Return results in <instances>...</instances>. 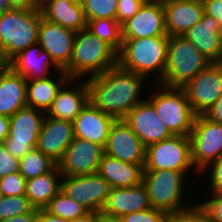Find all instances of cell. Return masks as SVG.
Here are the masks:
<instances>
[{"mask_svg": "<svg viewBox=\"0 0 222 222\" xmlns=\"http://www.w3.org/2000/svg\"><path fill=\"white\" fill-rule=\"evenodd\" d=\"M205 14L213 17L222 28V0H202Z\"/></svg>", "mask_w": 222, "mask_h": 222, "instance_id": "b9f144b4", "label": "cell"}, {"mask_svg": "<svg viewBox=\"0 0 222 222\" xmlns=\"http://www.w3.org/2000/svg\"><path fill=\"white\" fill-rule=\"evenodd\" d=\"M40 9L4 8L0 14V63L7 64L19 52L38 43Z\"/></svg>", "mask_w": 222, "mask_h": 222, "instance_id": "3957f363", "label": "cell"}, {"mask_svg": "<svg viewBox=\"0 0 222 222\" xmlns=\"http://www.w3.org/2000/svg\"><path fill=\"white\" fill-rule=\"evenodd\" d=\"M124 222H166L167 213L150 208L137 212L128 213L122 216Z\"/></svg>", "mask_w": 222, "mask_h": 222, "instance_id": "f35d334b", "label": "cell"}, {"mask_svg": "<svg viewBox=\"0 0 222 222\" xmlns=\"http://www.w3.org/2000/svg\"><path fill=\"white\" fill-rule=\"evenodd\" d=\"M111 186L98 173L62 176L61 192L84 206L89 212H101Z\"/></svg>", "mask_w": 222, "mask_h": 222, "instance_id": "8fae6325", "label": "cell"}, {"mask_svg": "<svg viewBox=\"0 0 222 222\" xmlns=\"http://www.w3.org/2000/svg\"><path fill=\"white\" fill-rule=\"evenodd\" d=\"M117 64L118 52L85 28L76 32L72 57L63 71L69 79L79 80L99 75Z\"/></svg>", "mask_w": 222, "mask_h": 222, "instance_id": "7a4b0ae2", "label": "cell"}, {"mask_svg": "<svg viewBox=\"0 0 222 222\" xmlns=\"http://www.w3.org/2000/svg\"><path fill=\"white\" fill-rule=\"evenodd\" d=\"M104 153L126 163L145 165L146 147L123 119L112 124Z\"/></svg>", "mask_w": 222, "mask_h": 222, "instance_id": "9a60e30c", "label": "cell"}, {"mask_svg": "<svg viewBox=\"0 0 222 222\" xmlns=\"http://www.w3.org/2000/svg\"><path fill=\"white\" fill-rule=\"evenodd\" d=\"M86 22L93 19H115L118 0H80Z\"/></svg>", "mask_w": 222, "mask_h": 222, "instance_id": "d6a6232c", "label": "cell"}, {"mask_svg": "<svg viewBox=\"0 0 222 222\" xmlns=\"http://www.w3.org/2000/svg\"><path fill=\"white\" fill-rule=\"evenodd\" d=\"M189 138L191 160L199 173L222 156V124L212 122L204 115H196Z\"/></svg>", "mask_w": 222, "mask_h": 222, "instance_id": "30bf717a", "label": "cell"}, {"mask_svg": "<svg viewBox=\"0 0 222 222\" xmlns=\"http://www.w3.org/2000/svg\"><path fill=\"white\" fill-rule=\"evenodd\" d=\"M143 171L141 164L126 163L104 153L97 173L108 181L111 188H127L142 183Z\"/></svg>", "mask_w": 222, "mask_h": 222, "instance_id": "4316f807", "label": "cell"}, {"mask_svg": "<svg viewBox=\"0 0 222 222\" xmlns=\"http://www.w3.org/2000/svg\"><path fill=\"white\" fill-rule=\"evenodd\" d=\"M54 75L55 73L43 79L27 81V106L45 113L48 111L58 90L69 79L63 70L58 71V77Z\"/></svg>", "mask_w": 222, "mask_h": 222, "instance_id": "83f0119b", "label": "cell"}, {"mask_svg": "<svg viewBox=\"0 0 222 222\" xmlns=\"http://www.w3.org/2000/svg\"><path fill=\"white\" fill-rule=\"evenodd\" d=\"M27 106V80L7 64L0 65V114L11 117Z\"/></svg>", "mask_w": 222, "mask_h": 222, "instance_id": "cb8c5ba5", "label": "cell"}, {"mask_svg": "<svg viewBox=\"0 0 222 222\" xmlns=\"http://www.w3.org/2000/svg\"><path fill=\"white\" fill-rule=\"evenodd\" d=\"M0 188L3 196H21L26 192V179L14 172L0 178Z\"/></svg>", "mask_w": 222, "mask_h": 222, "instance_id": "d590c367", "label": "cell"}, {"mask_svg": "<svg viewBox=\"0 0 222 222\" xmlns=\"http://www.w3.org/2000/svg\"><path fill=\"white\" fill-rule=\"evenodd\" d=\"M14 172H19V158L8 152L0 142V178Z\"/></svg>", "mask_w": 222, "mask_h": 222, "instance_id": "60d3db41", "label": "cell"}, {"mask_svg": "<svg viewBox=\"0 0 222 222\" xmlns=\"http://www.w3.org/2000/svg\"><path fill=\"white\" fill-rule=\"evenodd\" d=\"M168 41V35L122 39L118 64L126 70L145 76L147 80L154 76L153 83H158L166 68Z\"/></svg>", "mask_w": 222, "mask_h": 222, "instance_id": "277c9868", "label": "cell"}, {"mask_svg": "<svg viewBox=\"0 0 222 222\" xmlns=\"http://www.w3.org/2000/svg\"><path fill=\"white\" fill-rule=\"evenodd\" d=\"M188 179L183 172L168 169L144 170L142 184L147 189L152 208L168 214L192 205L191 201L189 203L185 200L186 193L190 191L186 188Z\"/></svg>", "mask_w": 222, "mask_h": 222, "instance_id": "8992f818", "label": "cell"}, {"mask_svg": "<svg viewBox=\"0 0 222 222\" xmlns=\"http://www.w3.org/2000/svg\"><path fill=\"white\" fill-rule=\"evenodd\" d=\"M163 169L183 172L189 179L192 174H200L191 160L189 136L173 135L146 147L144 170Z\"/></svg>", "mask_w": 222, "mask_h": 222, "instance_id": "ba28073f", "label": "cell"}, {"mask_svg": "<svg viewBox=\"0 0 222 222\" xmlns=\"http://www.w3.org/2000/svg\"><path fill=\"white\" fill-rule=\"evenodd\" d=\"M87 29L100 40L107 42L117 52L122 48V29L115 19H93L87 22Z\"/></svg>", "mask_w": 222, "mask_h": 222, "instance_id": "4dcf8cb0", "label": "cell"}, {"mask_svg": "<svg viewBox=\"0 0 222 222\" xmlns=\"http://www.w3.org/2000/svg\"><path fill=\"white\" fill-rule=\"evenodd\" d=\"M123 120L145 147L173 136L147 98L130 110Z\"/></svg>", "mask_w": 222, "mask_h": 222, "instance_id": "5bb4252c", "label": "cell"}, {"mask_svg": "<svg viewBox=\"0 0 222 222\" xmlns=\"http://www.w3.org/2000/svg\"><path fill=\"white\" fill-rule=\"evenodd\" d=\"M38 209L34 208L30 213L21 214L12 218L5 219L0 222H36Z\"/></svg>", "mask_w": 222, "mask_h": 222, "instance_id": "f6af8a7d", "label": "cell"}, {"mask_svg": "<svg viewBox=\"0 0 222 222\" xmlns=\"http://www.w3.org/2000/svg\"><path fill=\"white\" fill-rule=\"evenodd\" d=\"M73 139V122L45 115L36 148L58 163Z\"/></svg>", "mask_w": 222, "mask_h": 222, "instance_id": "d6986e66", "label": "cell"}, {"mask_svg": "<svg viewBox=\"0 0 222 222\" xmlns=\"http://www.w3.org/2000/svg\"><path fill=\"white\" fill-rule=\"evenodd\" d=\"M147 78L122 68L119 64L87 78L89 102L104 114L123 119L137 104L144 101ZM143 92V94H142Z\"/></svg>", "mask_w": 222, "mask_h": 222, "instance_id": "6da1fadb", "label": "cell"}, {"mask_svg": "<svg viewBox=\"0 0 222 222\" xmlns=\"http://www.w3.org/2000/svg\"><path fill=\"white\" fill-rule=\"evenodd\" d=\"M147 0H118L116 20L120 25L134 17Z\"/></svg>", "mask_w": 222, "mask_h": 222, "instance_id": "ab89813d", "label": "cell"}, {"mask_svg": "<svg viewBox=\"0 0 222 222\" xmlns=\"http://www.w3.org/2000/svg\"><path fill=\"white\" fill-rule=\"evenodd\" d=\"M50 214L56 215L66 221L82 216L88 210L77 201L59 191L44 207Z\"/></svg>", "mask_w": 222, "mask_h": 222, "instance_id": "1f68e13d", "label": "cell"}, {"mask_svg": "<svg viewBox=\"0 0 222 222\" xmlns=\"http://www.w3.org/2000/svg\"><path fill=\"white\" fill-rule=\"evenodd\" d=\"M76 31L45 19L42 15L38 28V43L47 51L53 62L64 70L73 53Z\"/></svg>", "mask_w": 222, "mask_h": 222, "instance_id": "e0dca14e", "label": "cell"}, {"mask_svg": "<svg viewBox=\"0 0 222 222\" xmlns=\"http://www.w3.org/2000/svg\"><path fill=\"white\" fill-rule=\"evenodd\" d=\"M56 165L49 156L35 148L19 159V173L28 180L50 172Z\"/></svg>", "mask_w": 222, "mask_h": 222, "instance_id": "f546056e", "label": "cell"}, {"mask_svg": "<svg viewBox=\"0 0 222 222\" xmlns=\"http://www.w3.org/2000/svg\"><path fill=\"white\" fill-rule=\"evenodd\" d=\"M7 65L27 81L43 79L62 71L52 60L50 54L39 43L30 45L13 57ZM52 68V69H51Z\"/></svg>", "mask_w": 222, "mask_h": 222, "instance_id": "ffe728a7", "label": "cell"}, {"mask_svg": "<svg viewBox=\"0 0 222 222\" xmlns=\"http://www.w3.org/2000/svg\"><path fill=\"white\" fill-rule=\"evenodd\" d=\"M62 174L57 165L48 173L26 180L25 196L37 209L44 208L61 190Z\"/></svg>", "mask_w": 222, "mask_h": 222, "instance_id": "f1b7e54d", "label": "cell"}, {"mask_svg": "<svg viewBox=\"0 0 222 222\" xmlns=\"http://www.w3.org/2000/svg\"><path fill=\"white\" fill-rule=\"evenodd\" d=\"M66 222H98V213L88 211L86 214L76 217L74 219L68 220Z\"/></svg>", "mask_w": 222, "mask_h": 222, "instance_id": "c3c4849f", "label": "cell"}, {"mask_svg": "<svg viewBox=\"0 0 222 222\" xmlns=\"http://www.w3.org/2000/svg\"><path fill=\"white\" fill-rule=\"evenodd\" d=\"M98 222H124L122 217L98 213Z\"/></svg>", "mask_w": 222, "mask_h": 222, "instance_id": "681fc988", "label": "cell"}, {"mask_svg": "<svg viewBox=\"0 0 222 222\" xmlns=\"http://www.w3.org/2000/svg\"><path fill=\"white\" fill-rule=\"evenodd\" d=\"M207 196L198 204L207 213L210 222H222V194L207 192Z\"/></svg>", "mask_w": 222, "mask_h": 222, "instance_id": "74e56055", "label": "cell"}, {"mask_svg": "<svg viewBox=\"0 0 222 222\" xmlns=\"http://www.w3.org/2000/svg\"><path fill=\"white\" fill-rule=\"evenodd\" d=\"M45 115V112L29 106L12 115L8 137L3 141L8 152L20 159L35 149Z\"/></svg>", "mask_w": 222, "mask_h": 222, "instance_id": "9c48e42d", "label": "cell"}, {"mask_svg": "<svg viewBox=\"0 0 222 222\" xmlns=\"http://www.w3.org/2000/svg\"><path fill=\"white\" fill-rule=\"evenodd\" d=\"M122 39L167 35L162 0H147L136 15L121 25Z\"/></svg>", "mask_w": 222, "mask_h": 222, "instance_id": "2e32d148", "label": "cell"}, {"mask_svg": "<svg viewBox=\"0 0 222 222\" xmlns=\"http://www.w3.org/2000/svg\"><path fill=\"white\" fill-rule=\"evenodd\" d=\"M104 154L101 145L74 137L57 167L62 176H77L97 173Z\"/></svg>", "mask_w": 222, "mask_h": 222, "instance_id": "4fadbf2b", "label": "cell"}, {"mask_svg": "<svg viewBox=\"0 0 222 222\" xmlns=\"http://www.w3.org/2000/svg\"><path fill=\"white\" fill-rule=\"evenodd\" d=\"M168 36H184L201 19L204 12L202 0H162Z\"/></svg>", "mask_w": 222, "mask_h": 222, "instance_id": "44dd1931", "label": "cell"}, {"mask_svg": "<svg viewBox=\"0 0 222 222\" xmlns=\"http://www.w3.org/2000/svg\"><path fill=\"white\" fill-rule=\"evenodd\" d=\"M6 8L40 9L41 0H6Z\"/></svg>", "mask_w": 222, "mask_h": 222, "instance_id": "7bdbcfd3", "label": "cell"}, {"mask_svg": "<svg viewBox=\"0 0 222 222\" xmlns=\"http://www.w3.org/2000/svg\"><path fill=\"white\" fill-rule=\"evenodd\" d=\"M214 64L222 67V35H221V43H220L218 57H217L216 61L214 62Z\"/></svg>", "mask_w": 222, "mask_h": 222, "instance_id": "f907efd6", "label": "cell"}, {"mask_svg": "<svg viewBox=\"0 0 222 222\" xmlns=\"http://www.w3.org/2000/svg\"><path fill=\"white\" fill-rule=\"evenodd\" d=\"M88 102L89 91L86 79H79V81L68 79L58 90L51 107L45 114L52 118L73 122Z\"/></svg>", "mask_w": 222, "mask_h": 222, "instance_id": "ac0fdd59", "label": "cell"}, {"mask_svg": "<svg viewBox=\"0 0 222 222\" xmlns=\"http://www.w3.org/2000/svg\"><path fill=\"white\" fill-rule=\"evenodd\" d=\"M36 222H66V220L50 214L44 208L38 209V216Z\"/></svg>", "mask_w": 222, "mask_h": 222, "instance_id": "bcb514c9", "label": "cell"}, {"mask_svg": "<svg viewBox=\"0 0 222 222\" xmlns=\"http://www.w3.org/2000/svg\"><path fill=\"white\" fill-rule=\"evenodd\" d=\"M212 122L222 124V95L214 105L204 114Z\"/></svg>", "mask_w": 222, "mask_h": 222, "instance_id": "ee69618b", "label": "cell"}, {"mask_svg": "<svg viewBox=\"0 0 222 222\" xmlns=\"http://www.w3.org/2000/svg\"><path fill=\"white\" fill-rule=\"evenodd\" d=\"M41 11L45 19L62 27L76 32L87 28L80 0H41Z\"/></svg>", "mask_w": 222, "mask_h": 222, "instance_id": "d4e9b609", "label": "cell"}, {"mask_svg": "<svg viewBox=\"0 0 222 222\" xmlns=\"http://www.w3.org/2000/svg\"><path fill=\"white\" fill-rule=\"evenodd\" d=\"M10 117L0 114V142H3L9 134Z\"/></svg>", "mask_w": 222, "mask_h": 222, "instance_id": "7dc6e473", "label": "cell"}, {"mask_svg": "<svg viewBox=\"0 0 222 222\" xmlns=\"http://www.w3.org/2000/svg\"><path fill=\"white\" fill-rule=\"evenodd\" d=\"M152 208L145 186L140 183L127 188H112L101 213L122 217L125 214Z\"/></svg>", "mask_w": 222, "mask_h": 222, "instance_id": "603a6c76", "label": "cell"}, {"mask_svg": "<svg viewBox=\"0 0 222 222\" xmlns=\"http://www.w3.org/2000/svg\"><path fill=\"white\" fill-rule=\"evenodd\" d=\"M115 120L88 102L73 121L74 137L91 141L104 148Z\"/></svg>", "mask_w": 222, "mask_h": 222, "instance_id": "7402d4cb", "label": "cell"}, {"mask_svg": "<svg viewBox=\"0 0 222 222\" xmlns=\"http://www.w3.org/2000/svg\"><path fill=\"white\" fill-rule=\"evenodd\" d=\"M197 203L193 202L191 206L167 214L166 222H210L207 213Z\"/></svg>", "mask_w": 222, "mask_h": 222, "instance_id": "e575fe53", "label": "cell"}, {"mask_svg": "<svg viewBox=\"0 0 222 222\" xmlns=\"http://www.w3.org/2000/svg\"><path fill=\"white\" fill-rule=\"evenodd\" d=\"M193 112L204 115L222 95V67L211 63L183 87Z\"/></svg>", "mask_w": 222, "mask_h": 222, "instance_id": "7c38bea8", "label": "cell"}, {"mask_svg": "<svg viewBox=\"0 0 222 222\" xmlns=\"http://www.w3.org/2000/svg\"><path fill=\"white\" fill-rule=\"evenodd\" d=\"M211 63L186 37L169 36L166 68L158 83L166 87L183 88Z\"/></svg>", "mask_w": 222, "mask_h": 222, "instance_id": "5b68a950", "label": "cell"}, {"mask_svg": "<svg viewBox=\"0 0 222 222\" xmlns=\"http://www.w3.org/2000/svg\"><path fill=\"white\" fill-rule=\"evenodd\" d=\"M155 91L145 97L152 103L162 122L173 135L189 136L196 114L183 88L166 87L155 83Z\"/></svg>", "mask_w": 222, "mask_h": 222, "instance_id": "52a82bcc", "label": "cell"}, {"mask_svg": "<svg viewBox=\"0 0 222 222\" xmlns=\"http://www.w3.org/2000/svg\"><path fill=\"white\" fill-rule=\"evenodd\" d=\"M35 207L25 195L3 196L0 199V221L25 213H30Z\"/></svg>", "mask_w": 222, "mask_h": 222, "instance_id": "836d02e7", "label": "cell"}, {"mask_svg": "<svg viewBox=\"0 0 222 222\" xmlns=\"http://www.w3.org/2000/svg\"><path fill=\"white\" fill-rule=\"evenodd\" d=\"M0 6L4 9L6 8V0H0Z\"/></svg>", "mask_w": 222, "mask_h": 222, "instance_id": "816d5d0a", "label": "cell"}, {"mask_svg": "<svg viewBox=\"0 0 222 222\" xmlns=\"http://www.w3.org/2000/svg\"><path fill=\"white\" fill-rule=\"evenodd\" d=\"M202 173H206L208 175L206 179L210 181L207 182L210 185L206 186L209 187L208 192L222 194V156L202 169L199 174L200 177H202Z\"/></svg>", "mask_w": 222, "mask_h": 222, "instance_id": "8d00e7d4", "label": "cell"}, {"mask_svg": "<svg viewBox=\"0 0 222 222\" xmlns=\"http://www.w3.org/2000/svg\"><path fill=\"white\" fill-rule=\"evenodd\" d=\"M3 197L2 192H1V188H0V199Z\"/></svg>", "mask_w": 222, "mask_h": 222, "instance_id": "f5cc1de1", "label": "cell"}, {"mask_svg": "<svg viewBox=\"0 0 222 222\" xmlns=\"http://www.w3.org/2000/svg\"><path fill=\"white\" fill-rule=\"evenodd\" d=\"M222 28L211 16L203 14L202 19L184 35L197 50L214 63L218 57Z\"/></svg>", "mask_w": 222, "mask_h": 222, "instance_id": "484cf974", "label": "cell"}]
</instances>
